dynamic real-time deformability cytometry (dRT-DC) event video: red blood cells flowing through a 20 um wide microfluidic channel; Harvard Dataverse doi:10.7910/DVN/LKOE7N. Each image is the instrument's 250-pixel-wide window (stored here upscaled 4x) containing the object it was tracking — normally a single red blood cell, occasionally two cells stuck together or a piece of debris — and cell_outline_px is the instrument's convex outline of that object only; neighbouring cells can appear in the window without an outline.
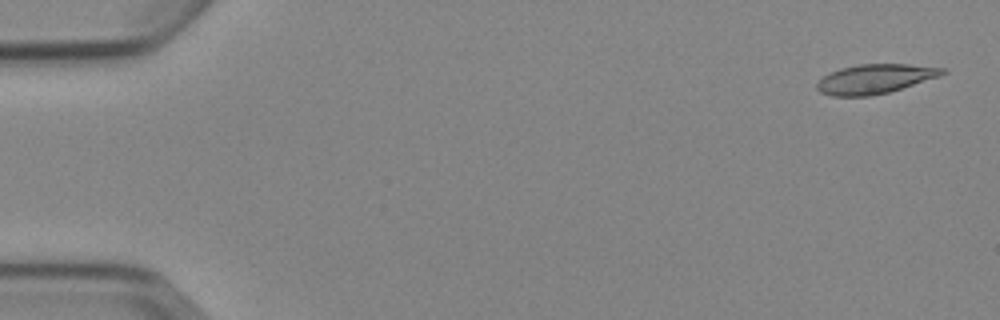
{"species": "Egyptian fruit bat (a non-hibernating species)", "species_latin": "Rousettus aegyptiacus", "temperature_condition": "cold", "stored_images_in_passage": 5, "camera_frame_rate_fps": 3000, "um_per_image_px": 0.085, "animal": {"sex": "female"}, "frame": {"image": 1, "passage_image": 1, "time_ms": 0.0, "image_size_px": [1000, 320], "cell_outline_px": [[948, 72], [940, 76], [888, 92], [872, 96], [832, 96], [820, 92], [816, 88], [816, 84], [824, 76], [840, 68], [856, 64], [908, 64], [944, 68]], "centroid_in_image_um": [74.37, 6.7], "position_along_channel_um": 10.6, "area_um2": 21.39}}
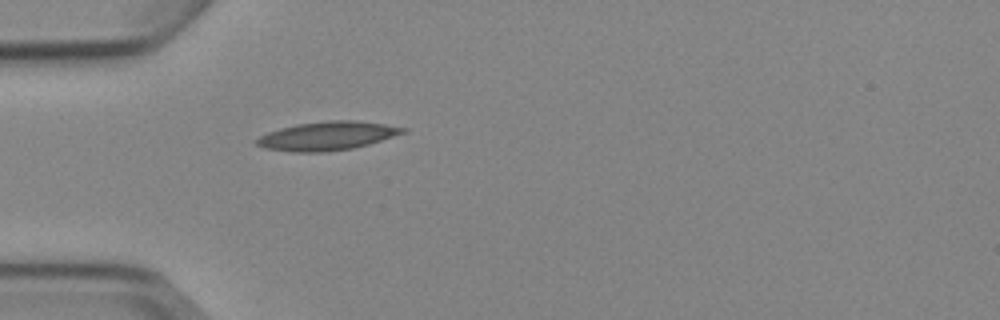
{"frame": {"image": 2, "passage_image": 5, "time_ms": 4.667, "image_size_px": [1000, 320], "cell_outline_px": [[408, 132], [368, 144], [352, 148], [320, 152], [292, 152], [264, 148], [256, 144], [252, 140], [268, 132], [280, 128], [296, 124], [328, 120], [356, 120], [384, 124], [408, 128]], "centroid_in_image_um": [27.8, 11.54], "position_along_channel_um": 57.2, "area_um2": 24.51}}